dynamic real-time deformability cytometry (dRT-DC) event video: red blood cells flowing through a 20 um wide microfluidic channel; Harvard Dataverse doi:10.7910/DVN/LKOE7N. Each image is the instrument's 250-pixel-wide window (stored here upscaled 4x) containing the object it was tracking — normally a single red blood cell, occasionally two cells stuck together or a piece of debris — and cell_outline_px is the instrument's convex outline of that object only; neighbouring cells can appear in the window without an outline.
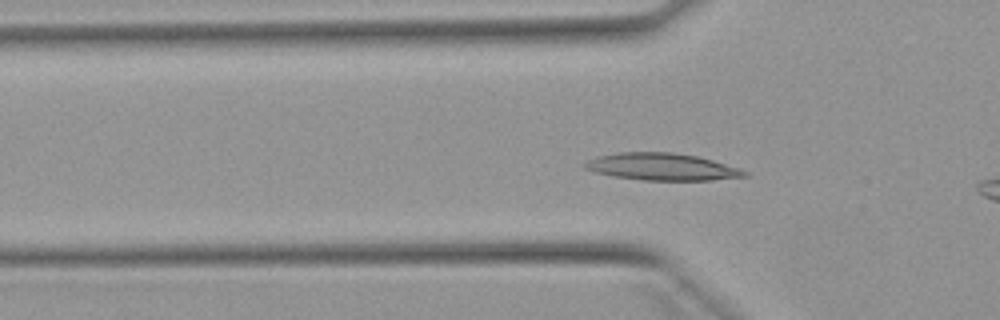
{"species": "Egyptian fruit bat (a non-hibernating species)", "species_latin": "Rousettus aegyptiacus", "temperature_condition": "warm", "stored_images_in_passage": 19, "camera_frame_rate_fps": 3000, "um_per_image_px": 0.085, "animal": {"sex": "female"}, "frame": {"image": 1, "passage_image": 16, "time_ms": 5.0, "image_size_px": [1000, 320], "cell_outline_px": [[748, 176], [712, 180], [644, 180], [612, 176], [596, 172], [584, 168], [580, 164], [596, 156], [620, 152], [672, 152], [696, 156], [712, 160], [740, 168], [748, 172]], "centroid_in_image_um": [56.24, 14.17], "position_along_channel_um": 69.6, "area_um2": 25.26}}